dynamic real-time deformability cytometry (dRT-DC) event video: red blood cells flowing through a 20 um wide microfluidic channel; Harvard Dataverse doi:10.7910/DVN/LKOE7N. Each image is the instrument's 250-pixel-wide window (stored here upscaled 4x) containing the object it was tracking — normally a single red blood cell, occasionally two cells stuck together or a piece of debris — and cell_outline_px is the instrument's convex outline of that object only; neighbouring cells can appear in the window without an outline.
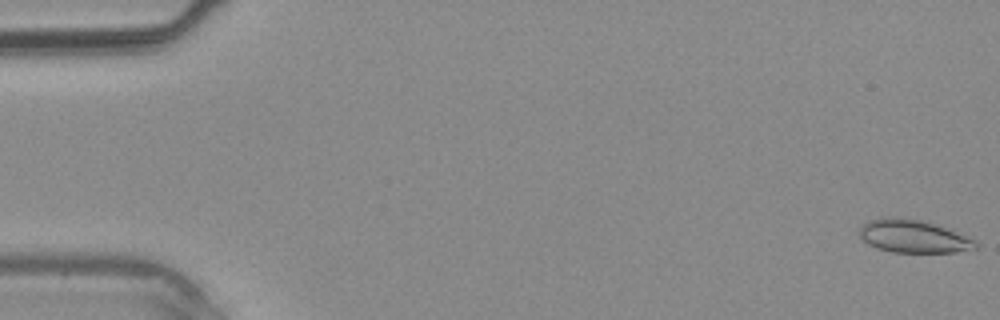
{"species": "common noctule bat (a hibernating species)", "species_latin": "Nyctalus noctula", "temperature_condition": "warm", "stored_images_in_passage": 39, "camera_frame_rate_fps": 3000, "um_per_image_px": 0.085, "animal": {"sex": "male", "body_mass_g": 20.4}, "frame": {"image": 1, "passage_image": 1, "time_ms": 0.0, "image_size_px": [1000, 320], "cell_outline_px": [[980, 244], [976, 248], [956, 252], [892, 252], [876, 248], [868, 244], [860, 236], [860, 228], [864, 224], [872, 220], [888, 216], [920, 220], [968, 236], [976, 240]], "centroid_in_image_um": [77.65, 20.1], "position_along_channel_um": 7.3, "area_um2": 21.96}}
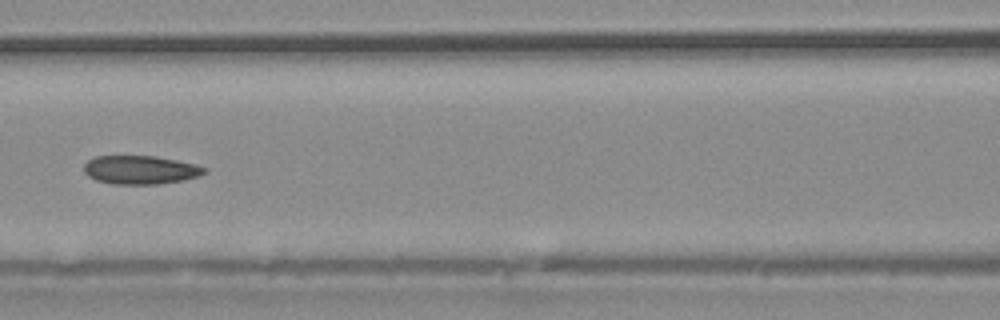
{"frame": {"image": 2, "passage_image": 18, "time_ms": 5.667, "image_size_px": [1000, 320], "cell_outline_px": [[208, 172], [200, 176], [184, 180], [156, 184], [112, 184], [96, 180], [88, 176], [84, 172], [84, 164], [88, 160], [96, 156], [156, 156], [176, 160], [208, 168]], "centroid_in_image_um": [11.94, 14.44], "position_along_channel_um": 154.7, "area_um2": 20.11}}
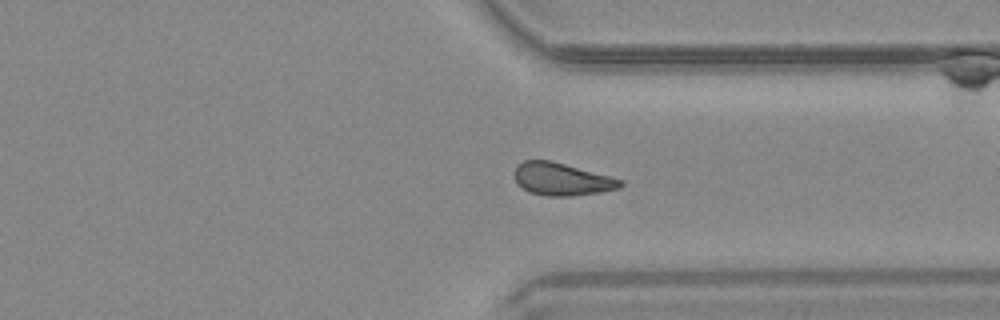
{"frame": {"image": 3, "passage_image": 30, "time_ms": 9.667, "image_size_px": [1000, 320], "cell_outline_px": [[624, 184], [620, 188], [600, 192], [572, 196], [544, 196], [528, 192], [516, 180], [516, 164], [524, 160], [552, 160], [624, 180]], "centroid_in_image_um": [47.78, 15.23], "position_along_channel_um": 363.6, "area_um2": 20.11}}